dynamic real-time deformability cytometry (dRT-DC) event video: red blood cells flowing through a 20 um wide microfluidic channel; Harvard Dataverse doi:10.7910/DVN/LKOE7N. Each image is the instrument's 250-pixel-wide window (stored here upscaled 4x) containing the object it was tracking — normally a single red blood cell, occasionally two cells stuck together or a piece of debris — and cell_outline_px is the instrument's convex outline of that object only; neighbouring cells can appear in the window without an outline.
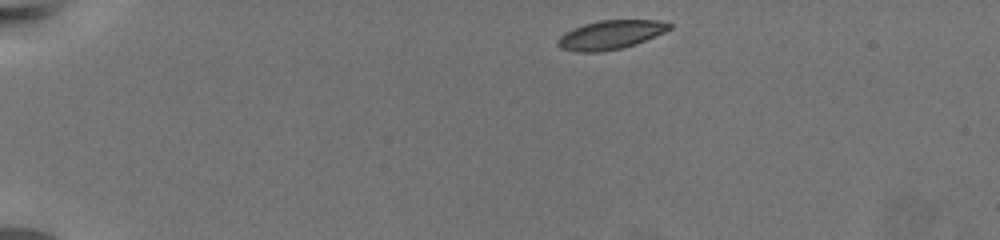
{"species": "common noctule bat (a hibernating species)", "species_latin": "Nyctalus noctula", "temperature_condition": "warm", "stored_images_in_passage": 53, "camera_frame_rate_fps": 3000, "um_per_image_px": 0.085, "animal": {"sex": "female", "body_mass_g": 19.5, "forearm_length_mm": 54.1}, "frame": {"image": 1, "passage_image": 1, "time_ms": 0.0, "image_size_px": [1000, 240], "cell_outline_px": [[672, 28], [664, 32], [636, 44], [620, 48], [600, 52], [580, 52], [560, 48], [556, 44], [556, 40], [564, 32], [572, 28], [584, 24], [600, 20], [656, 20], [672, 24]], "centroid_in_image_um": [51.86, 2.96], "position_along_channel_um": 33.1, "area_um2": 18.79}}
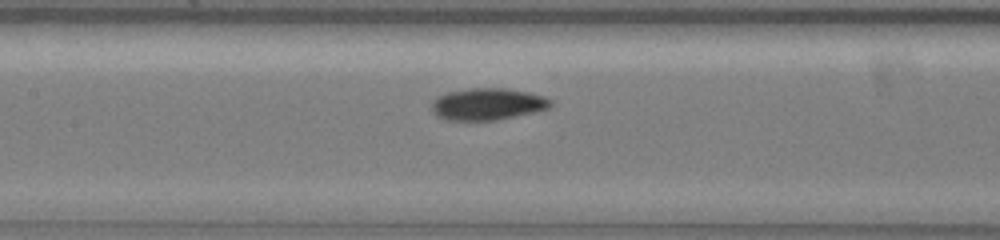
{"frame": {"image": 2, "passage_image": 21, "time_ms": 6.667, "image_size_px": [1000, 240], "cell_outline_px": [[552, 104], [548, 108], [532, 112], [496, 120], [444, 120], [436, 116], [432, 108], [432, 104], [436, 96], [448, 92], [468, 88], [508, 88], [528, 92], [544, 96], [552, 100]], "centroid_in_image_um": [41.42, 8.84], "position_along_channel_um": 166.0, "area_um2": 22.08}}
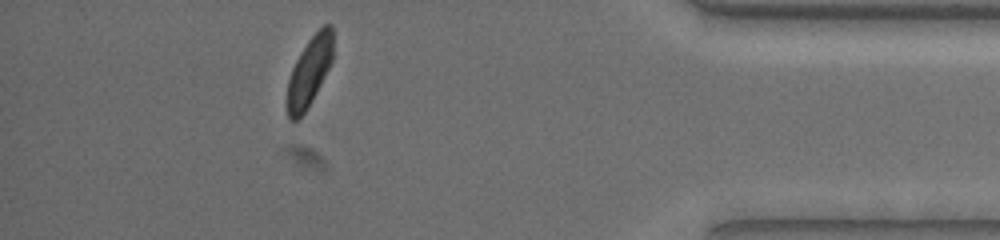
{"frame": {"image": 3, "passage_image": 46, "time_ms": 15.0, "image_size_px": [1000, 240], "cell_outline_px": [[332, 60], [312, 100], [304, 112], [296, 120], [292, 120], [288, 116], [288, 80], [292, 68], [300, 52], [308, 40], [324, 24], [332, 24]], "centroid_in_image_um": [26.3, 6.04], "position_along_channel_um": 408.9, "area_um2": 17.92}}